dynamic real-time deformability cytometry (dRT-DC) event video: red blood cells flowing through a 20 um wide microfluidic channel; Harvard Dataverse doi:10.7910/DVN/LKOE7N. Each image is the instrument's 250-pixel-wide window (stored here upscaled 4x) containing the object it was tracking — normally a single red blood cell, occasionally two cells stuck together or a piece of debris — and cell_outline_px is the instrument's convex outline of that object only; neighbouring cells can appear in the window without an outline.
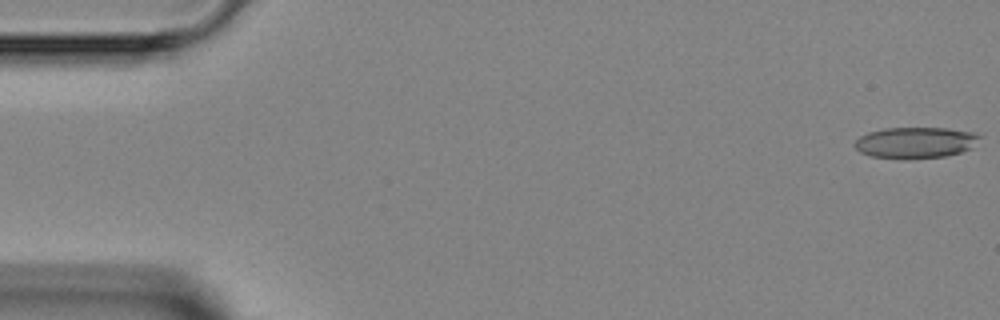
{"species": "Egyptian fruit bat (a non-hibernating species)", "species_latin": "Rousettus aegyptiacus", "temperature_condition": "room temperature", "stored_images_in_passage": 4, "camera_frame_rate_fps": 3000, "um_per_image_px": 0.085, "animal": {"sex": "female"}, "frame": {"image": 1, "passage_image": 1, "time_ms": 0.0, "image_size_px": [1000, 320], "cell_outline_px": [[984, 136], [972, 148], [960, 152], [944, 156], [908, 160], [904, 160], [872, 156], [860, 152], [852, 144], [860, 136], [868, 132], [884, 128], [948, 128], [976, 132]], "centroid_in_image_um": [77.85, 12.12], "position_along_channel_um": 7.2, "area_um2": 23.18}}